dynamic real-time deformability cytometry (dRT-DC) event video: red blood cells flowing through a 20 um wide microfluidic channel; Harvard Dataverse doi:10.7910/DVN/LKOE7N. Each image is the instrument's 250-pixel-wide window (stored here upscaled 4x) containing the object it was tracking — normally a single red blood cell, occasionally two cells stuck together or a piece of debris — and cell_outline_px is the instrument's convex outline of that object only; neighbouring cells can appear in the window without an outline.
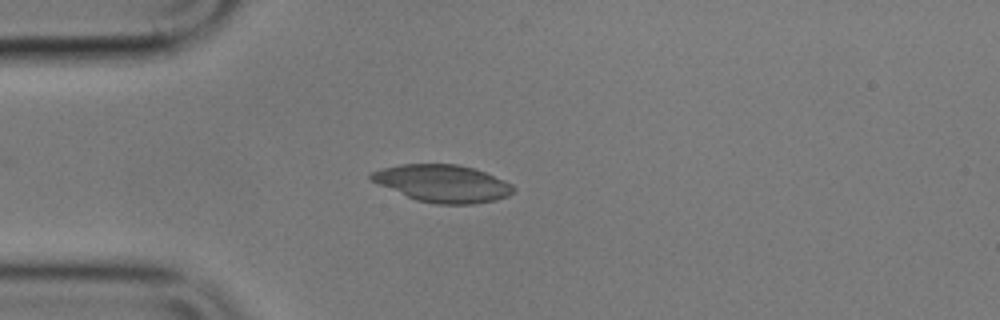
{"species": "common noctule bat (a hibernating species)", "species_latin": "Nyctalus noctula", "temperature_condition": "cold", "stored_images_in_passage": 2, "camera_frame_rate_fps": 3000, "um_per_image_px": 0.085, "animal": {"sex": "male", "body_mass_g": 17.9}, "frame": {"image": 1, "passage_image": 2, "time_ms": 2.333, "image_size_px": [1000, 320], "cell_outline_px": [[516, 188], [508, 196], [496, 200], [472, 204], [436, 204], [416, 200], [380, 184], [372, 180], [368, 176], [372, 172], [384, 168], [400, 164], [456, 164], [472, 168], [484, 172], [504, 180], [512, 184]], "centroid_in_image_um": [37.66, 15.59], "position_along_channel_um": 47.3, "area_um2": 30.58}}